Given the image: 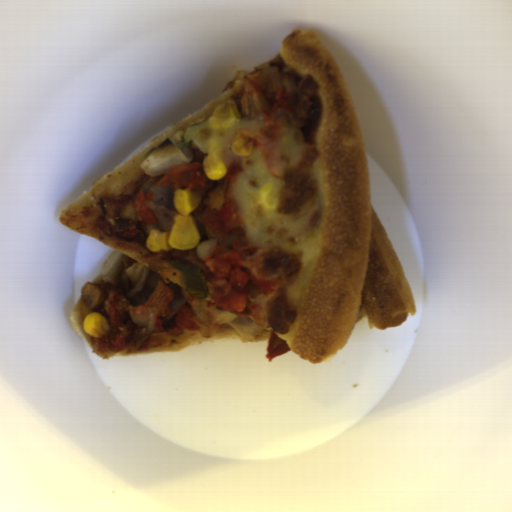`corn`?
<instances>
[{"mask_svg": "<svg viewBox=\"0 0 512 512\" xmlns=\"http://www.w3.org/2000/svg\"><path fill=\"white\" fill-rule=\"evenodd\" d=\"M176 214L174 224L170 231H161L158 228L149 230L146 248L151 253L160 250H191L197 247L200 233L192 212L199 206V198L195 192L187 189H178L172 198Z\"/></svg>", "mask_w": 512, "mask_h": 512, "instance_id": "corn-1", "label": "corn"}, {"mask_svg": "<svg viewBox=\"0 0 512 512\" xmlns=\"http://www.w3.org/2000/svg\"><path fill=\"white\" fill-rule=\"evenodd\" d=\"M240 121L235 104L226 101L218 105L210 115L209 126L215 131L231 130Z\"/></svg>", "mask_w": 512, "mask_h": 512, "instance_id": "corn-2", "label": "corn"}, {"mask_svg": "<svg viewBox=\"0 0 512 512\" xmlns=\"http://www.w3.org/2000/svg\"><path fill=\"white\" fill-rule=\"evenodd\" d=\"M82 329L90 338H99L104 337L108 333L110 325L105 316L94 312L85 316Z\"/></svg>", "mask_w": 512, "mask_h": 512, "instance_id": "corn-3", "label": "corn"}, {"mask_svg": "<svg viewBox=\"0 0 512 512\" xmlns=\"http://www.w3.org/2000/svg\"><path fill=\"white\" fill-rule=\"evenodd\" d=\"M203 168L210 180H221L227 174V167L218 155H209L203 159Z\"/></svg>", "mask_w": 512, "mask_h": 512, "instance_id": "corn-4", "label": "corn"}, {"mask_svg": "<svg viewBox=\"0 0 512 512\" xmlns=\"http://www.w3.org/2000/svg\"><path fill=\"white\" fill-rule=\"evenodd\" d=\"M273 190V183H267L258 191L257 200L264 210H273L277 207V199L273 194Z\"/></svg>", "mask_w": 512, "mask_h": 512, "instance_id": "corn-5", "label": "corn"}, {"mask_svg": "<svg viewBox=\"0 0 512 512\" xmlns=\"http://www.w3.org/2000/svg\"><path fill=\"white\" fill-rule=\"evenodd\" d=\"M231 149L237 157H247L253 153V144L238 133L233 139Z\"/></svg>", "mask_w": 512, "mask_h": 512, "instance_id": "corn-6", "label": "corn"}]
</instances>
